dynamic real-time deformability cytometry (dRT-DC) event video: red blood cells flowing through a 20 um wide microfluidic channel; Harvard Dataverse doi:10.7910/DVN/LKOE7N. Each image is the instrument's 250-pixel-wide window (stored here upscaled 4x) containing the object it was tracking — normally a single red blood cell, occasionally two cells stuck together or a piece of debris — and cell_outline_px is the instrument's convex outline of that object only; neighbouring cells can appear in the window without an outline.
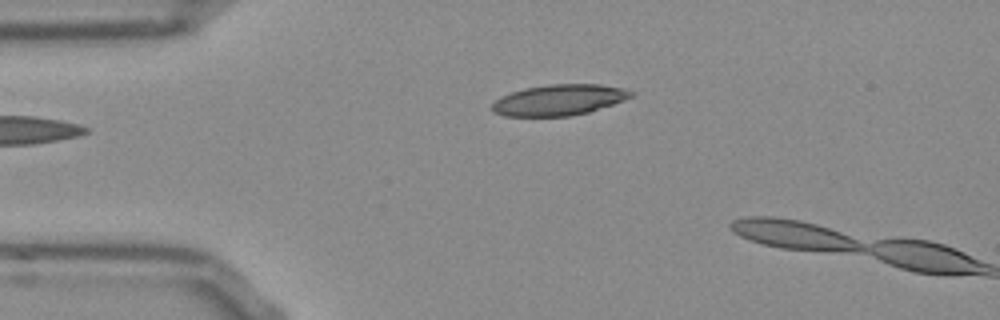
{"species": "Egyptian fruit bat (a non-hibernating species)", "species_latin": "Rousettus aegyptiacus", "temperature_condition": "room temperature", "stored_images_in_passage": 2, "camera_frame_rate_fps": 3000, "um_per_image_px": 0.085, "frame": {"image": 1, "passage_image": 2, "time_ms": 0.333, "image_size_px": [1000, 320], "cell_outline_px": [[984, 272], [920, 272], [904, 268], [892, 264], [884, 260], [880, 256], [884, 240], [924, 240], [940, 244], [952, 248], [984, 264]], "centroid_in_image_um": [78.88, 21.85], "position_along_channel_um": 6.1, "area_um2": 17.63}}